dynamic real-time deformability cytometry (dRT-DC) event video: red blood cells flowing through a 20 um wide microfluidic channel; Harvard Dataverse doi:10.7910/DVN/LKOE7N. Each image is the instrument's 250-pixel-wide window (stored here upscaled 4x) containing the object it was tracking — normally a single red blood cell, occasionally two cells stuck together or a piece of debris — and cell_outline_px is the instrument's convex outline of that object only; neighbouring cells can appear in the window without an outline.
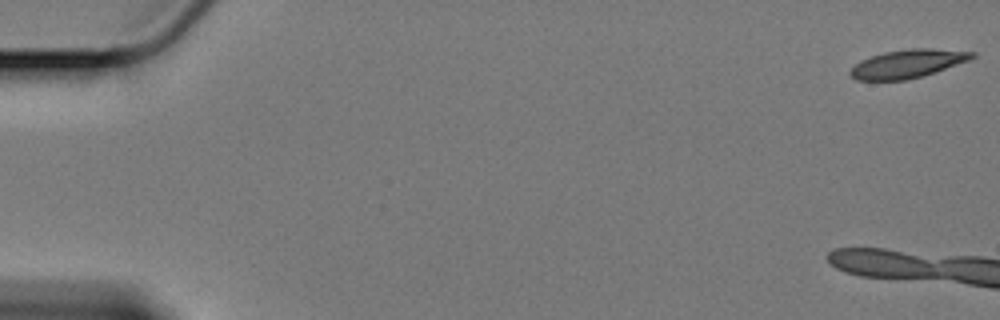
{"species": "Egyptian fruit bat (a non-hibernating species)", "species_latin": "Rousettus aegyptiacus", "temperature_condition": "cold", "stored_images_in_passage": 10, "camera_frame_rate_fps": 3000, "um_per_image_px": 0.085, "animal": {"sex": "female"}, "frame": {"image": 1, "passage_image": 1, "time_ms": 0.0, "image_size_px": [1000, 320], "cell_outline_px": [[976, 56], [968, 60], [920, 76], [904, 80], [856, 80], [848, 72], [860, 60], [884, 52], [908, 48], [928, 48], [976, 52]], "centroid_in_image_um": [77.11, 5.4], "position_along_channel_um": 7.9, "area_um2": 19.71}}